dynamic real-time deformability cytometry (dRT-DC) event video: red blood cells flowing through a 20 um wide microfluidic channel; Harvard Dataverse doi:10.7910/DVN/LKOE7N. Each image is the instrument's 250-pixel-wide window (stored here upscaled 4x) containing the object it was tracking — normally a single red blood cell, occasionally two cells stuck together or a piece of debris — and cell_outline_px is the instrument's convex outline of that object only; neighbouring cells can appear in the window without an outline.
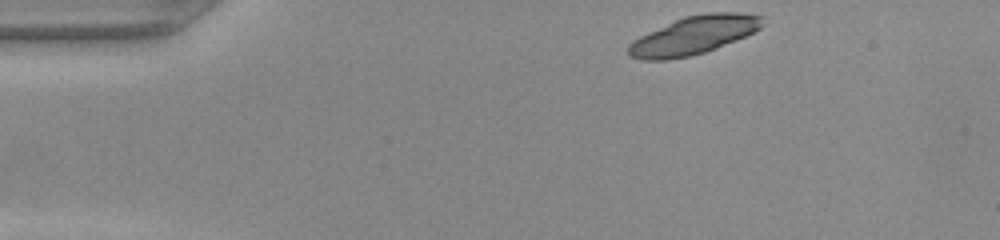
{"species": "common noctule bat (a hibernating species)", "species_latin": "Nyctalus noctula", "temperature_condition": "warm", "stored_images_in_passage": 43, "camera_frame_rate_fps": 3000, "um_per_image_px": 0.085, "animal": {"sex": "female", "body_mass_g": 22.0, "forearm_length_mm": 56.7}, "frame": {"image": 1, "passage_image": 1, "time_ms": 0.0, "image_size_px": [1000, 240], "cell_outline_px": [[764, 24], [760, 28], [736, 40], [716, 48], [704, 52], [688, 56], [668, 60], [644, 60], [628, 56], [628, 44], [632, 40], [648, 32], [684, 16], [708, 12], [740, 12], [764, 16]], "centroid_in_image_um": [58.96, 2.99], "position_along_channel_um": 26.0, "area_um2": 29.82}}
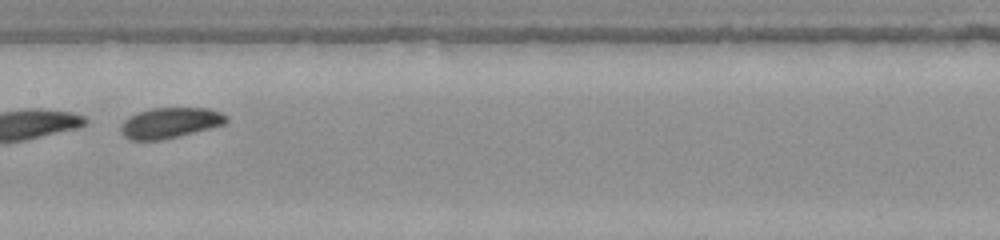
{"frame": {"image": 2, "passage_image": 19, "time_ms": 6.0, "image_size_px": [1000, 240], "cell_outline_px": [[228, 120], [224, 124], [160, 140], [132, 140], [124, 136], [120, 132], [120, 128], [124, 120], [128, 116], [152, 108], [208, 108], [220, 112], [228, 116]], "centroid_in_image_um": [14.43, 10.43], "position_along_channel_um": 193.0, "area_um2": 18.5}}
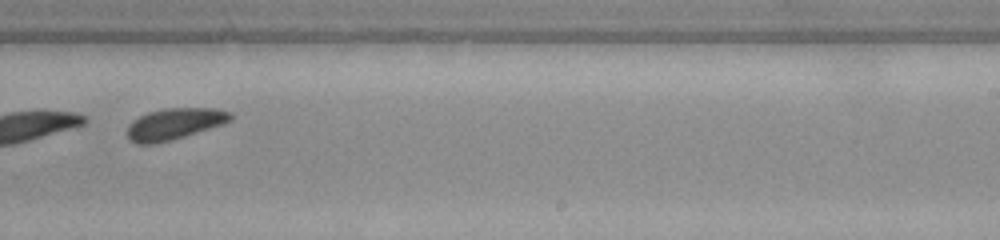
{"frame": {"image": 3, "passage_image": 25, "time_ms": 8.0, "image_size_px": [1000, 240], "cell_outline_px": [[232, 120], [224, 124], [184, 136], [156, 144], [136, 144], [128, 136], [128, 124], [132, 120], [148, 112], [164, 108], [212, 108], [232, 112]], "centroid_in_image_um": [14.84, 10.52], "position_along_channel_um": 274.2, "area_um2": 18.84}}